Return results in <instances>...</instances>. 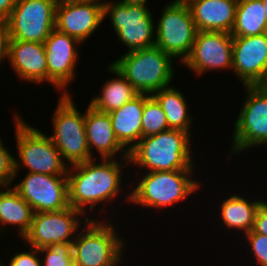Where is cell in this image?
<instances>
[{
  "label": "cell",
  "mask_w": 267,
  "mask_h": 266,
  "mask_svg": "<svg viewBox=\"0 0 267 266\" xmlns=\"http://www.w3.org/2000/svg\"><path fill=\"white\" fill-rule=\"evenodd\" d=\"M80 216L85 217L71 206L59 211L34 213L31 227L23 237L24 242L37 249L56 242H73L83 227L80 226L83 221Z\"/></svg>",
  "instance_id": "7c38bea8"
},
{
  "label": "cell",
  "mask_w": 267,
  "mask_h": 266,
  "mask_svg": "<svg viewBox=\"0 0 267 266\" xmlns=\"http://www.w3.org/2000/svg\"><path fill=\"white\" fill-rule=\"evenodd\" d=\"M174 58L159 47L126 52L110 63L139 94L153 95L171 86L174 79Z\"/></svg>",
  "instance_id": "277c9868"
},
{
  "label": "cell",
  "mask_w": 267,
  "mask_h": 266,
  "mask_svg": "<svg viewBox=\"0 0 267 266\" xmlns=\"http://www.w3.org/2000/svg\"><path fill=\"white\" fill-rule=\"evenodd\" d=\"M106 67L108 72L115 74V77L103 83L101 94L95 95L88 104L102 113H110L121 108L139 94L116 68L111 64Z\"/></svg>",
  "instance_id": "cb8c5ba5"
},
{
  "label": "cell",
  "mask_w": 267,
  "mask_h": 266,
  "mask_svg": "<svg viewBox=\"0 0 267 266\" xmlns=\"http://www.w3.org/2000/svg\"><path fill=\"white\" fill-rule=\"evenodd\" d=\"M263 6L265 8V18L267 23V0H262Z\"/></svg>",
  "instance_id": "e575fe53"
},
{
  "label": "cell",
  "mask_w": 267,
  "mask_h": 266,
  "mask_svg": "<svg viewBox=\"0 0 267 266\" xmlns=\"http://www.w3.org/2000/svg\"><path fill=\"white\" fill-rule=\"evenodd\" d=\"M169 130L161 105L151 95L144 103L142 114V137L152 136Z\"/></svg>",
  "instance_id": "4316f807"
},
{
  "label": "cell",
  "mask_w": 267,
  "mask_h": 266,
  "mask_svg": "<svg viewBox=\"0 0 267 266\" xmlns=\"http://www.w3.org/2000/svg\"><path fill=\"white\" fill-rule=\"evenodd\" d=\"M17 0H0V23H5L9 18Z\"/></svg>",
  "instance_id": "836d02e7"
},
{
  "label": "cell",
  "mask_w": 267,
  "mask_h": 266,
  "mask_svg": "<svg viewBox=\"0 0 267 266\" xmlns=\"http://www.w3.org/2000/svg\"><path fill=\"white\" fill-rule=\"evenodd\" d=\"M198 31L232 32L238 0H184Z\"/></svg>",
  "instance_id": "ffe728a7"
},
{
  "label": "cell",
  "mask_w": 267,
  "mask_h": 266,
  "mask_svg": "<svg viewBox=\"0 0 267 266\" xmlns=\"http://www.w3.org/2000/svg\"><path fill=\"white\" fill-rule=\"evenodd\" d=\"M9 41L10 35L6 23H0V64L8 59Z\"/></svg>",
  "instance_id": "d6a6232c"
},
{
  "label": "cell",
  "mask_w": 267,
  "mask_h": 266,
  "mask_svg": "<svg viewBox=\"0 0 267 266\" xmlns=\"http://www.w3.org/2000/svg\"><path fill=\"white\" fill-rule=\"evenodd\" d=\"M14 185L12 187L32 207L34 213L70 207L67 176L27 173Z\"/></svg>",
  "instance_id": "4fadbf2b"
},
{
  "label": "cell",
  "mask_w": 267,
  "mask_h": 266,
  "mask_svg": "<svg viewBox=\"0 0 267 266\" xmlns=\"http://www.w3.org/2000/svg\"><path fill=\"white\" fill-rule=\"evenodd\" d=\"M187 132L169 129L142 137L129 152V163L150 171L194 170L192 139Z\"/></svg>",
  "instance_id": "7a4b0ae2"
},
{
  "label": "cell",
  "mask_w": 267,
  "mask_h": 266,
  "mask_svg": "<svg viewBox=\"0 0 267 266\" xmlns=\"http://www.w3.org/2000/svg\"><path fill=\"white\" fill-rule=\"evenodd\" d=\"M264 33H267V23L262 0H238L231 35L244 37Z\"/></svg>",
  "instance_id": "484cf974"
},
{
  "label": "cell",
  "mask_w": 267,
  "mask_h": 266,
  "mask_svg": "<svg viewBox=\"0 0 267 266\" xmlns=\"http://www.w3.org/2000/svg\"><path fill=\"white\" fill-rule=\"evenodd\" d=\"M104 20V4L90 0H62L56 5L55 28L82 44Z\"/></svg>",
  "instance_id": "e0dca14e"
},
{
  "label": "cell",
  "mask_w": 267,
  "mask_h": 266,
  "mask_svg": "<svg viewBox=\"0 0 267 266\" xmlns=\"http://www.w3.org/2000/svg\"><path fill=\"white\" fill-rule=\"evenodd\" d=\"M232 73L243 86L263 85L266 82L267 33L233 37Z\"/></svg>",
  "instance_id": "2e32d148"
},
{
  "label": "cell",
  "mask_w": 267,
  "mask_h": 266,
  "mask_svg": "<svg viewBox=\"0 0 267 266\" xmlns=\"http://www.w3.org/2000/svg\"><path fill=\"white\" fill-rule=\"evenodd\" d=\"M107 15L115 36L126 46L127 52L155 46L154 17L147 6L110 0L104 4V19Z\"/></svg>",
  "instance_id": "30bf717a"
},
{
  "label": "cell",
  "mask_w": 267,
  "mask_h": 266,
  "mask_svg": "<svg viewBox=\"0 0 267 266\" xmlns=\"http://www.w3.org/2000/svg\"><path fill=\"white\" fill-rule=\"evenodd\" d=\"M57 0H17L5 22L10 39L44 43L55 29Z\"/></svg>",
  "instance_id": "8fae6325"
},
{
  "label": "cell",
  "mask_w": 267,
  "mask_h": 266,
  "mask_svg": "<svg viewBox=\"0 0 267 266\" xmlns=\"http://www.w3.org/2000/svg\"><path fill=\"white\" fill-rule=\"evenodd\" d=\"M195 170H174V171H150L143 174L134 184L132 192L125 196V202L142 206L144 209H165L172 207L175 203L184 201L190 195L200 190L201 181L194 176Z\"/></svg>",
  "instance_id": "3957f363"
},
{
  "label": "cell",
  "mask_w": 267,
  "mask_h": 266,
  "mask_svg": "<svg viewBox=\"0 0 267 266\" xmlns=\"http://www.w3.org/2000/svg\"><path fill=\"white\" fill-rule=\"evenodd\" d=\"M53 114V134L49 135L63 161L73 166L90 161V150L85 132V112L77 109L71 94L59 97Z\"/></svg>",
  "instance_id": "52a82bcc"
},
{
  "label": "cell",
  "mask_w": 267,
  "mask_h": 266,
  "mask_svg": "<svg viewBox=\"0 0 267 266\" xmlns=\"http://www.w3.org/2000/svg\"><path fill=\"white\" fill-rule=\"evenodd\" d=\"M150 96L138 94L121 108L108 113L118 141L129 152L142 138L143 107Z\"/></svg>",
  "instance_id": "44dd1931"
},
{
  "label": "cell",
  "mask_w": 267,
  "mask_h": 266,
  "mask_svg": "<svg viewBox=\"0 0 267 266\" xmlns=\"http://www.w3.org/2000/svg\"><path fill=\"white\" fill-rule=\"evenodd\" d=\"M263 86L267 89V80H266V82L263 84Z\"/></svg>",
  "instance_id": "8d00e7d4"
},
{
  "label": "cell",
  "mask_w": 267,
  "mask_h": 266,
  "mask_svg": "<svg viewBox=\"0 0 267 266\" xmlns=\"http://www.w3.org/2000/svg\"><path fill=\"white\" fill-rule=\"evenodd\" d=\"M90 1H96V2H99L101 4H105L107 3V0H90ZM104 1V2H103ZM106 1V2H105Z\"/></svg>",
  "instance_id": "d590c367"
},
{
  "label": "cell",
  "mask_w": 267,
  "mask_h": 266,
  "mask_svg": "<svg viewBox=\"0 0 267 266\" xmlns=\"http://www.w3.org/2000/svg\"><path fill=\"white\" fill-rule=\"evenodd\" d=\"M163 6L156 24V43L163 52L179 58L181 64L189 56L197 28L191 10L184 0H173Z\"/></svg>",
  "instance_id": "9c48e42d"
},
{
  "label": "cell",
  "mask_w": 267,
  "mask_h": 266,
  "mask_svg": "<svg viewBox=\"0 0 267 266\" xmlns=\"http://www.w3.org/2000/svg\"><path fill=\"white\" fill-rule=\"evenodd\" d=\"M244 88L245 97L233 127L230 157L252 147H267V89L263 85Z\"/></svg>",
  "instance_id": "ba28073f"
},
{
  "label": "cell",
  "mask_w": 267,
  "mask_h": 266,
  "mask_svg": "<svg viewBox=\"0 0 267 266\" xmlns=\"http://www.w3.org/2000/svg\"><path fill=\"white\" fill-rule=\"evenodd\" d=\"M161 105L165 113L169 129H178L184 132L191 133V124H193V117L188 111L189 106L183 93L169 86L163 88L152 95ZM188 106V107H187ZM190 114V115H189Z\"/></svg>",
  "instance_id": "d4e9b609"
},
{
  "label": "cell",
  "mask_w": 267,
  "mask_h": 266,
  "mask_svg": "<svg viewBox=\"0 0 267 266\" xmlns=\"http://www.w3.org/2000/svg\"><path fill=\"white\" fill-rule=\"evenodd\" d=\"M42 266H74L73 243H52L39 248Z\"/></svg>",
  "instance_id": "83f0119b"
},
{
  "label": "cell",
  "mask_w": 267,
  "mask_h": 266,
  "mask_svg": "<svg viewBox=\"0 0 267 266\" xmlns=\"http://www.w3.org/2000/svg\"><path fill=\"white\" fill-rule=\"evenodd\" d=\"M15 139L18 159L15 158V178L25 167L28 173L67 176L69 166L45 132L31 126L14 114Z\"/></svg>",
  "instance_id": "8992f818"
},
{
  "label": "cell",
  "mask_w": 267,
  "mask_h": 266,
  "mask_svg": "<svg viewBox=\"0 0 267 266\" xmlns=\"http://www.w3.org/2000/svg\"><path fill=\"white\" fill-rule=\"evenodd\" d=\"M243 196V197H242ZM233 193L222 200L219 205V218L225 228L243 231L244 235L252 231L254 219L258 207L263 202L262 199H255L253 202L245 198L244 195Z\"/></svg>",
  "instance_id": "7402d4cb"
},
{
  "label": "cell",
  "mask_w": 267,
  "mask_h": 266,
  "mask_svg": "<svg viewBox=\"0 0 267 266\" xmlns=\"http://www.w3.org/2000/svg\"><path fill=\"white\" fill-rule=\"evenodd\" d=\"M19 80L35 84L47 82V57L44 43L9 41L8 60Z\"/></svg>",
  "instance_id": "d6986e66"
},
{
  "label": "cell",
  "mask_w": 267,
  "mask_h": 266,
  "mask_svg": "<svg viewBox=\"0 0 267 266\" xmlns=\"http://www.w3.org/2000/svg\"><path fill=\"white\" fill-rule=\"evenodd\" d=\"M82 43L56 28L44 41L47 57V83L53 85L61 95L70 94L67 87L74 81L79 58L78 46Z\"/></svg>",
  "instance_id": "9a60e30c"
},
{
  "label": "cell",
  "mask_w": 267,
  "mask_h": 266,
  "mask_svg": "<svg viewBox=\"0 0 267 266\" xmlns=\"http://www.w3.org/2000/svg\"><path fill=\"white\" fill-rule=\"evenodd\" d=\"M232 59L233 36L230 33L198 31L191 52L182 64L198 77L211 70L232 71Z\"/></svg>",
  "instance_id": "5bb4252c"
},
{
  "label": "cell",
  "mask_w": 267,
  "mask_h": 266,
  "mask_svg": "<svg viewBox=\"0 0 267 266\" xmlns=\"http://www.w3.org/2000/svg\"><path fill=\"white\" fill-rule=\"evenodd\" d=\"M32 207L19 195L13 187L0 190V231L5 232L4 225L17 227L19 236L28 233L33 220Z\"/></svg>",
  "instance_id": "603a6c76"
},
{
  "label": "cell",
  "mask_w": 267,
  "mask_h": 266,
  "mask_svg": "<svg viewBox=\"0 0 267 266\" xmlns=\"http://www.w3.org/2000/svg\"><path fill=\"white\" fill-rule=\"evenodd\" d=\"M15 178V157L8 148L5 147L0 137V186L2 188L11 187Z\"/></svg>",
  "instance_id": "f1b7e54d"
},
{
  "label": "cell",
  "mask_w": 267,
  "mask_h": 266,
  "mask_svg": "<svg viewBox=\"0 0 267 266\" xmlns=\"http://www.w3.org/2000/svg\"><path fill=\"white\" fill-rule=\"evenodd\" d=\"M249 245V253H253L258 266H267V236L250 231L244 235ZM251 251V252H250Z\"/></svg>",
  "instance_id": "f546056e"
},
{
  "label": "cell",
  "mask_w": 267,
  "mask_h": 266,
  "mask_svg": "<svg viewBox=\"0 0 267 266\" xmlns=\"http://www.w3.org/2000/svg\"><path fill=\"white\" fill-rule=\"evenodd\" d=\"M86 216L84 227L72 242L74 266H120L126 243L115 230L116 225Z\"/></svg>",
  "instance_id": "5b68a950"
},
{
  "label": "cell",
  "mask_w": 267,
  "mask_h": 266,
  "mask_svg": "<svg viewBox=\"0 0 267 266\" xmlns=\"http://www.w3.org/2000/svg\"><path fill=\"white\" fill-rule=\"evenodd\" d=\"M85 132L93 159H98L94 156V149L101 159H116L120 152V158H129V151L118 141L108 113L99 112L88 105L85 110Z\"/></svg>",
  "instance_id": "ac0fdd59"
},
{
  "label": "cell",
  "mask_w": 267,
  "mask_h": 266,
  "mask_svg": "<svg viewBox=\"0 0 267 266\" xmlns=\"http://www.w3.org/2000/svg\"><path fill=\"white\" fill-rule=\"evenodd\" d=\"M99 160L100 163L92 159L68 168L69 205L84 215L100 203H115V198L124 192L122 169L129 164V158Z\"/></svg>",
  "instance_id": "6da1fadb"
},
{
  "label": "cell",
  "mask_w": 267,
  "mask_h": 266,
  "mask_svg": "<svg viewBox=\"0 0 267 266\" xmlns=\"http://www.w3.org/2000/svg\"><path fill=\"white\" fill-rule=\"evenodd\" d=\"M13 255L7 265L1 260L0 263L3 266H42L41 257L37 248L30 247L28 251L23 250Z\"/></svg>",
  "instance_id": "4dcf8cb0"
},
{
  "label": "cell",
  "mask_w": 267,
  "mask_h": 266,
  "mask_svg": "<svg viewBox=\"0 0 267 266\" xmlns=\"http://www.w3.org/2000/svg\"><path fill=\"white\" fill-rule=\"evenodd\" d=\"M252 231L267 236V201L264 199L257 209Z\"/></svg>",
  "instance_id": "1f68e13d"
}]
</instances>
